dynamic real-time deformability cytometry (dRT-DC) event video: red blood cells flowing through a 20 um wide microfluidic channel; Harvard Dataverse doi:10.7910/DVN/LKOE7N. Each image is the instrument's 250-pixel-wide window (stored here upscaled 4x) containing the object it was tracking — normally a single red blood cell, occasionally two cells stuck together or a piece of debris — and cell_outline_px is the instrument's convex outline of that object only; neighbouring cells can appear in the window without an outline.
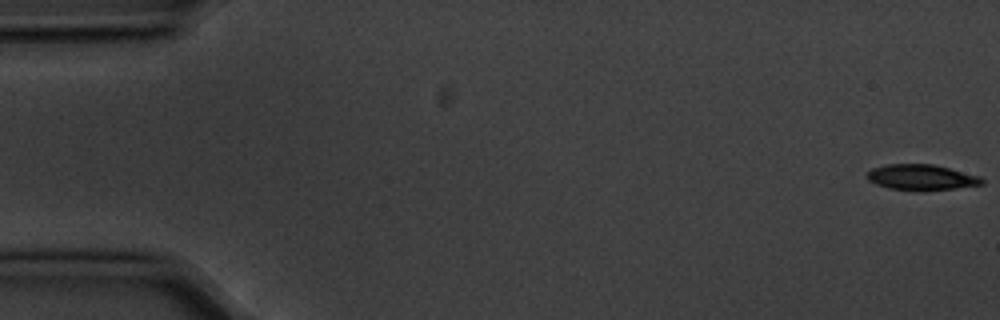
{"species": "common noctule bat (a hibernating species)", "species_latin": "Nyctalus noctula", "temperature_condition": "cold", "stored_images_in_passage": 7, "camera_frame_rate_fps": 3000, "um_per_image_px": 0.085, "animal": {"sex": "male", "body_mass_g": 20.1, "forearm_length_mm": 53.5}, "frame": {"image": 1, "passage_image": 1, "time_ms": 0.0, "image_size_px": [1000, 320], "cell_outline_px": [[984, 184], [924, 192], [920, 192], [888, 188], [876, 184], [868, 180], [868, 172], [872, 168], [888, 164], [932, 164], [980, 176], [984, 180]], "centroid_in_image_um": [78.32, 15.09], "position_along_channel_um": 6.7, "area_um2": 17.28}}
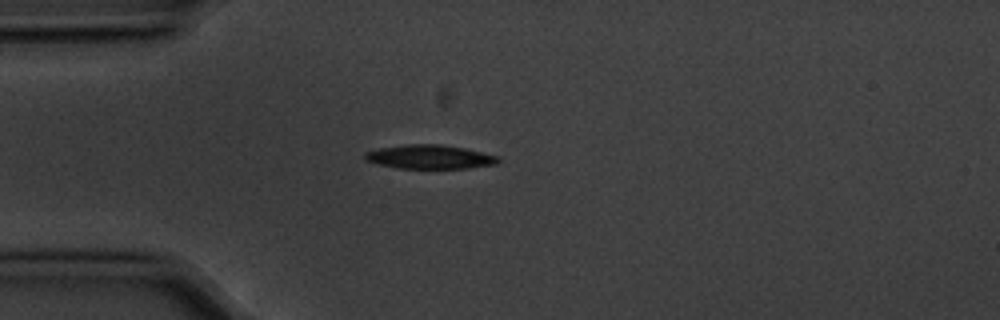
{"frame": {"image": 2, "passage_image": 5, "time_ms": 1.333, "image_size_px": [1000, 320], "cell_outline_px": [[500, 160], [496, 164], [468, 168], [400, 168], [380, 164], [364, 160], [364, 152], [380, 148], [408, 144], [440, 144], [464, 148], [500, 156]], "centroid_in_image_um": [36.55, 13.33], "position_along_channel_um": 48.5, "area_um2": 18.5}}